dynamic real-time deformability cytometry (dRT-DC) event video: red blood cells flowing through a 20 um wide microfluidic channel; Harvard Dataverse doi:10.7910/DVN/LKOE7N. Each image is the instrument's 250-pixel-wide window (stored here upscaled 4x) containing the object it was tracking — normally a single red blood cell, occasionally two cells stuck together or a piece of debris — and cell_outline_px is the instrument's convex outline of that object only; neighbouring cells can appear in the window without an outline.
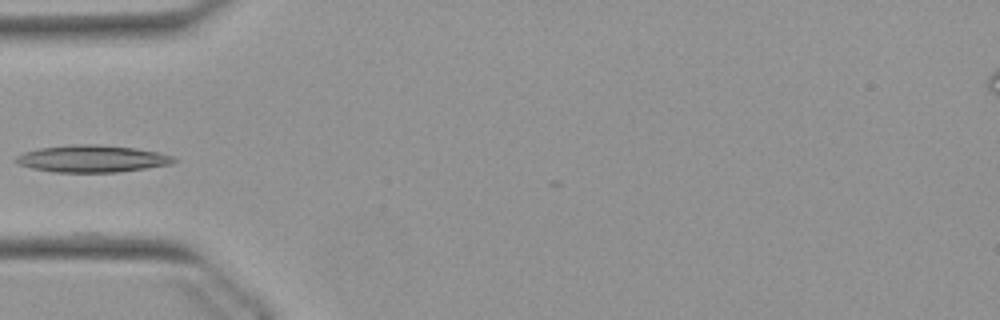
{"species": "Egyptian fruit bat (a non-hibernating species)", "species_latin": "Rousettus aegyptiacus", "temperature_condition": "warm", "stored_images_in_passage": 30, "camera_frame_rate_fps": 3000, "um_per_image_px": 0.085, "animal": {"sex": "female"}, "frame": {"image": 1, "passage_image": 1, "time_ms": 0.0, "image_size_px": [1000, 320], "cell_outline_px": [[180, 160], [172, 164], [116, 172], [52, 172], [32, 168], [16, 164], [12, 160], [16, 156], [24, 152], [40, 148], [72, 144], [96, 144], [136, 148], [160, 152], [172, 156]], "centroid_in_image_um": [7.81, 13.48], "position_along_channel_um": 77.2, "area_um2": 25.09}}
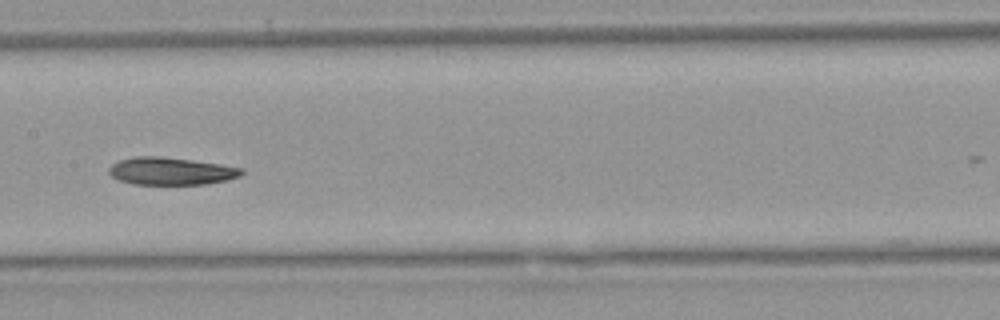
{"frame": {"image": 2, "passage_image": 10, "time_ms": 3.0, "image_size_px": [1000, 320], "cell_outline_px": [[244, 172], [240, 176], [228, 180], [204, 184], [132, 184], [120, 180], [112, 176], [108, 172], [108, 168], [112, 164], [120, 160], [136, 156], [160, 156], [192, 160], [220, 164], [244, 168]], "centroid_in_image_um": [14.55, 14.54], "position_along_channel_um": 192.9, "area_um2": 21.27}}
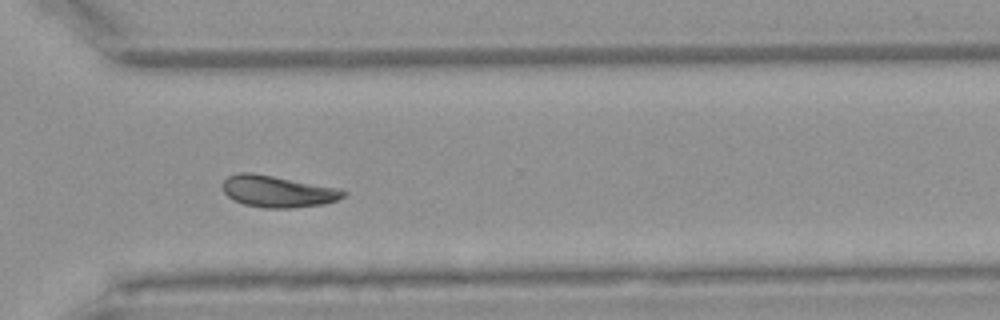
{"frame": {"image": 3, "passage_image": 22, "time_ms": 7.0, "image_size_px": [1000, 320], "cell_outline_px": [[348, 192], [344, 196], [336, 200], [324, 204], [292, 208], [264, 208], [244, 204], [228, 196], [224, 192], [220, 184], [228, 176], [240, 172], [252, 172], [344, 188]], "centroid_in_image_um": [23.64, 16.25], "position_along_channel_um": 347.0, "area_um2": 22.66}}